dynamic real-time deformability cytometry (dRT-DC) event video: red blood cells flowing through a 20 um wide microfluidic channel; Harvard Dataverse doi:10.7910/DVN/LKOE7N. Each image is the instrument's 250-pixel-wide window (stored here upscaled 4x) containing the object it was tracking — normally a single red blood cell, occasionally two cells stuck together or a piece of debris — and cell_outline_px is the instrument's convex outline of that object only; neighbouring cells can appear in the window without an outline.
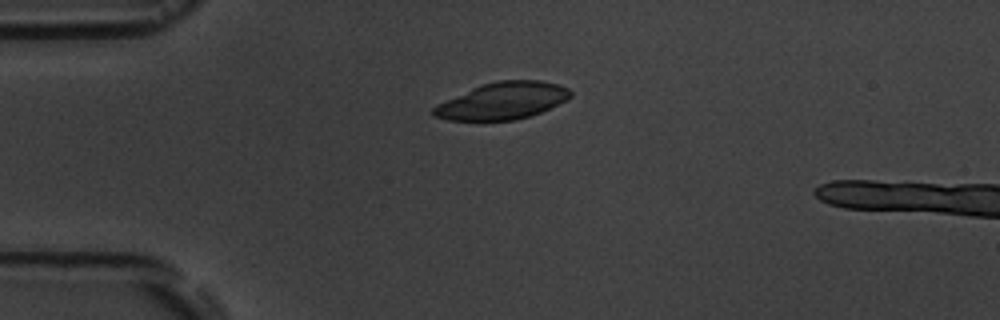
{"species": "common noctule bat (a hibernating species)", "species_latin": "Nyctalus noctula", "temperature_condition": "room temperature", "stored_images_in_passage": 6, "camera_frame_rate_fps": 3000, "um_per_image_px": 0.085, "animal": {"sex": "male", "body_mass_g": 19.5, "forearm_length_mm": 54.6}, "frame": {"image": 1, "passage_image": 4, "time_ms": 4.333, "image_size_px": [1000, 320], "cell_outline_px": [[572, 96], [540, 112], [516, 120], [448, 120], [432, 116], [432, 108], [436, 104], [480, 84], [496, 80], [540, 80], [560, 84], [568, 88], [572, 92]], "centroid_in_image_um": [42.68, 8.56], "position_along_channel_um": 42.3, "area_um2": 29.48}}